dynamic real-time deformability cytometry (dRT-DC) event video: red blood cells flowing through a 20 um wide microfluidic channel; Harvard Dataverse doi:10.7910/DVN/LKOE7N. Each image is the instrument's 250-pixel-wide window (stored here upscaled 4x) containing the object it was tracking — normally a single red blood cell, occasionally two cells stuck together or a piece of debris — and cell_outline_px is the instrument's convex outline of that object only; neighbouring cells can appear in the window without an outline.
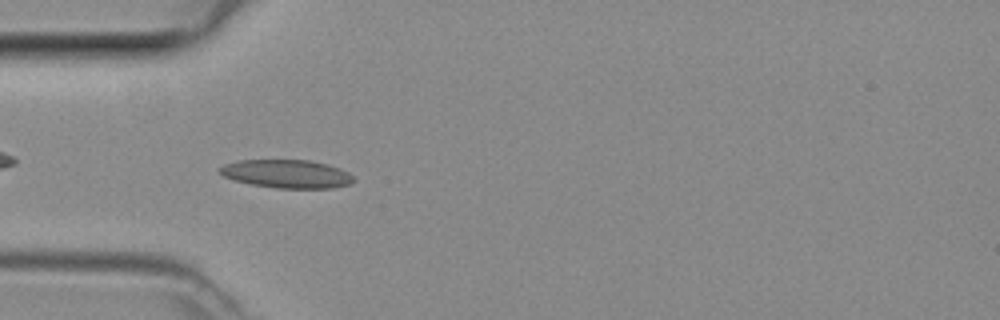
{"species": "common noctule bat (a hibernating species)", "species_latin": "Nyctalus noctula", "temperature_condition": "room temperature", "stored_images_in_passage": 36, "camera_frame_rate_fps": 3000, "um_per_image_px": 0.085, "animal": {"sex": "female", "body_mass_g": 29.2, "forearm_length_mm": 56.3}, "frame": {"image": 1, "passage_image": 3, "time_ms": 0.667, "image_size_px": [1000, 320], "cell_outline_px": [[356, 180], [348, 184], [332, 188], [276, 188], [252, 184], [236, 180], [224, 176], [216, 168], [224, 164], [240, 160], [308, 160], [328, 164], [348, 172]], "centroid_in_image_um": [24.37, 14.77], "position_along_channel_um": 60.6, "area_um2": 21.96}}
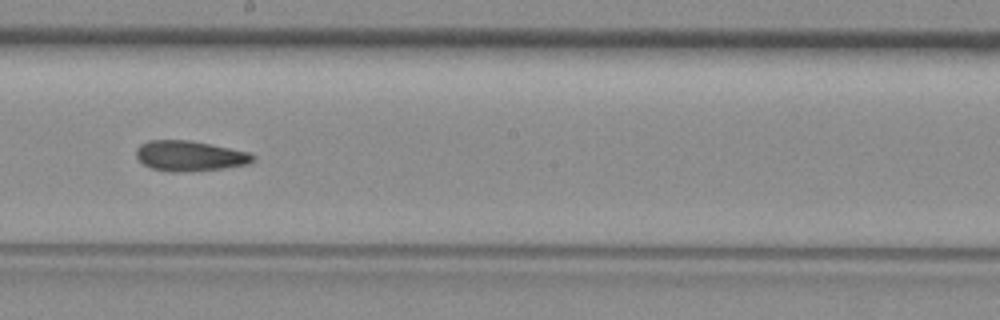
{"frame": {"image": 2, "passage_image": 15, "time_ms": 4.667, "image_size_px": [1000, 320], "cell_outline_px": [[256, 156], [248, 164], [224, 168], [180, 172], [172, 172], [152, 168], [144, 164], [136, 156], [136, 148], [140, 144], [148, 140], [192, 140], [248, 152]], "centroid_in_image_um": [16.1, 13.24], "position_along_channel_um": 232.1, "area_um2": 20.52}}
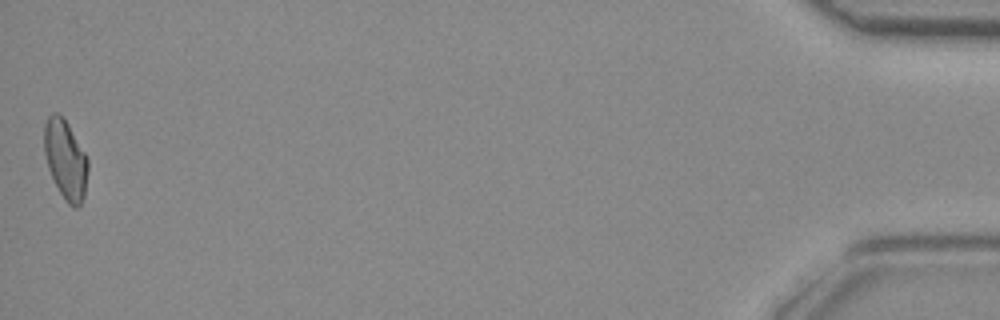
{"frame": {"image": 3, "passage_image": 36, "time_ms": 11.667, "image_size_px": [1000, 320], "cell_outline_px": [[88, 168], [84, 196], [80, 204], [76, 208], [72, 208], [68, 204], [60, 192], [48, 168], [44, 152], [44, 124], [48, 116], [52, 112], [56, 112], [68, 124], [84, 152], [88, 160]], "centroid_in_image_um": [5.56, 13.56], "position_along_channel_um": 429.6, "area_um2": 19.94}}